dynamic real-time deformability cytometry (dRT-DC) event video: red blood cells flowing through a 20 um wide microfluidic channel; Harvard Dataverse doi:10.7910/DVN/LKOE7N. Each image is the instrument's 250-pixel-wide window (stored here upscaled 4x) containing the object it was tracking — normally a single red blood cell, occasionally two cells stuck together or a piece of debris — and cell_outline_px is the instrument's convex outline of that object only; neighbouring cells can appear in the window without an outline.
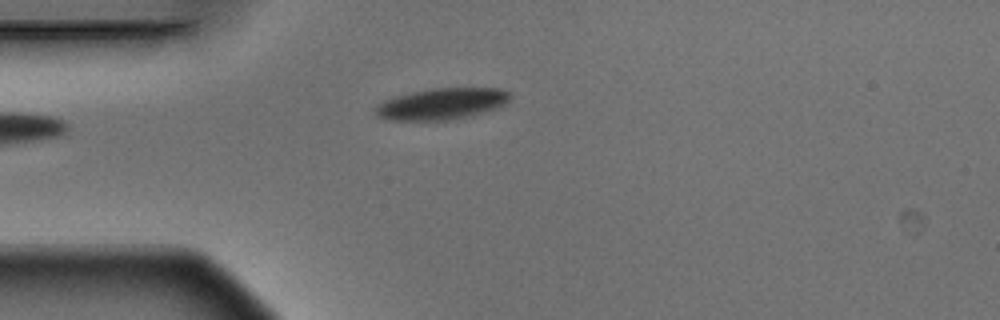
{"species": "Egyptian fruit bat (a non-hibernating species)", "species_latin": "Rousettus aegyptiacus", "temperature_condition": "warm", "stored_images_in_passage": 4, "camera_frame_rate_fps": 3000, "um_per_image_px": 0.085, "animal": {"sex": "male"}, "frame": {"image": 1, "passage_image": 4, "time_ms": 1.0, "image_size_px": [1000, 320], "cell_outline_px": [[512, 96], [504, 104], [496, 108], [472, 116], [448, 120], [392, 120], [376, 116], [372, 108], [376, 104], [384, 100], [396, 96], [412, 92], [432, 88], [500, 88], [508, 92]], "centroid_in_image_um": [37.51, 8.83], "position_along_channel_um": 47.5, "area_um2": 24.74}}